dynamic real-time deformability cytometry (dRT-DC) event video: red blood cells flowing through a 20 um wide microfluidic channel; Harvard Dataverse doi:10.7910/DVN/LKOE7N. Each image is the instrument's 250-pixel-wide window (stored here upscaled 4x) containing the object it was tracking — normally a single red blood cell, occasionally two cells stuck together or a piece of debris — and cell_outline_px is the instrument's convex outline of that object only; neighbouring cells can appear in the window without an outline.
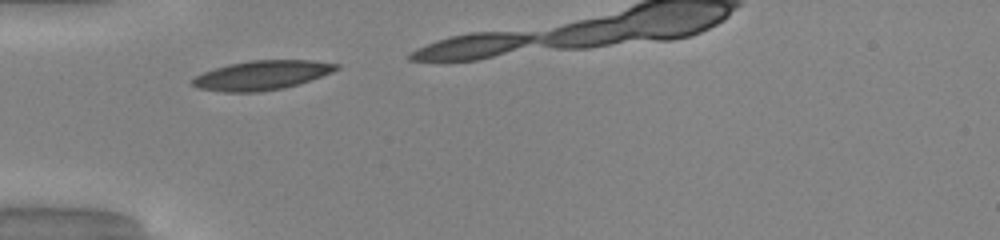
{"species": "common noctule bat (a hibernating species)", "species_latin": "Nyctalus noctula", "temperature_condition": "warm", "stored_images_in_passage": 7, "camera_frame_rate_fps": 3000, "um_per_image_px": 0.085, "animal": {"sex": "male", "body_mass_g": 20.0, "forearm_length_mm": 53.3}, "frame": {"image": 1, "passage_image": 1, "time_ms": 0.0, "image_size_px": [1000, 240], "cell_outline_px": [[340, 68], [332, 72], [284, 88], [260, 92], [224, 92], [196, 88], [192, 84], [192, 80], [196, 76], [204, 72], [228, 64], [252, 60], [312, 60], [340, 64]], "centroid_in_image_um": [22.24, 6.39], "position_along_channel_um": 62.8, "area_um2": 24.39}}
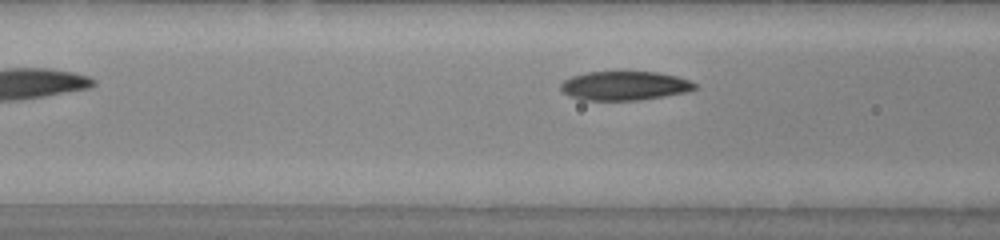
{"frame": {"image": 2, "passage_image": 5, "time_ms": 1.333, "image_size_px": [1000, 240], "cell_outline_px": [[696, 88], [684, 92], [664, 96], [640, 100], [584, 100], [568, 96], [560, 92], [560, 84], [564, 80], [572, 76], [588, 72], [656, 72], [676, 76], [688, 80], [696, 84]], "centroid_in_image_um": [53.02, 7.29], "position_along_channel_um": 113.6, "area_um2": 22.6}}